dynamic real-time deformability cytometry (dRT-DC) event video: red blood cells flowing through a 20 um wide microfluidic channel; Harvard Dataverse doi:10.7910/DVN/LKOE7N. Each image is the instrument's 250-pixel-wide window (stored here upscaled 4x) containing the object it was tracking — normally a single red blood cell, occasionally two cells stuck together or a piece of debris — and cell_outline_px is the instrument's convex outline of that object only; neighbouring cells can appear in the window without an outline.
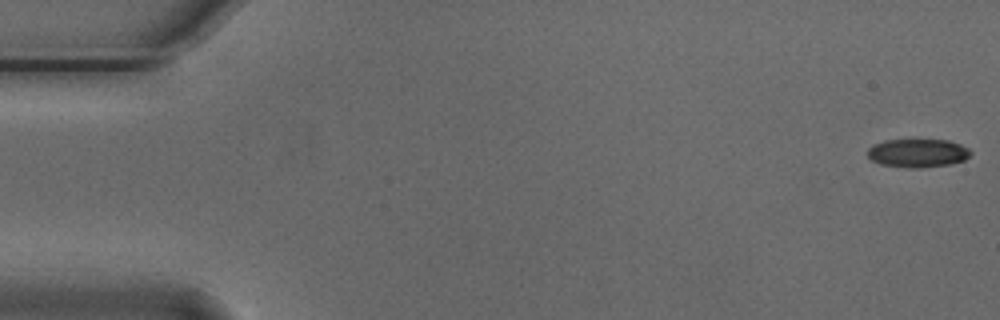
{"species": "Egyptian fruit bat (a non-hibernating species)", "species_latin": "Rousettus aegyptiacus", "temperature_condition": "cold", "stored_images_in_passage": 55, "camera_frame_rate_fps": 3000, "um_per_image_px": 0.085, "animal": {"sex": "male"}, "frame": {"image": 1, "passage_image": 1, "time_ms": 0.0, "image_size_px": [1000, 320], "cell_outline_px": [[972, 152], [964, 160], [952, 164], [920, 168], [908, 168], [880, 164], [872, 160], [868, 156], [868, 148], [872, 144], [884, 140], [948, 140], [960, 144], [968, 148]], "centroid_in_image_um": [78.0, 13.01], "position_along_channel_um": 7.0, "area_um2": 17.17}}
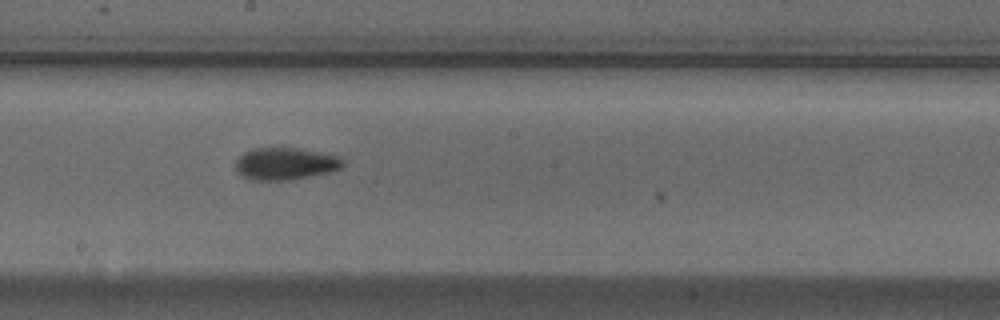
{"frame": {"image": 2, "passage_image": 30, "time_ms": 9.667, "image_size_px": [1000, 320], "cell_outline_px": [[344, 164], [340, 168], [332, 172], [308, 176], [280, 180], [256, 180], [244, 176], [236, 168], [236, 160], [244, 152], [252, 148], [300, 148], [320, 152], [336, 156], [344, 160]], "centroid_in_image_um": [24.27, 13.89], "position_along_channel_um": 223.9, "area_um2": 19.77}}
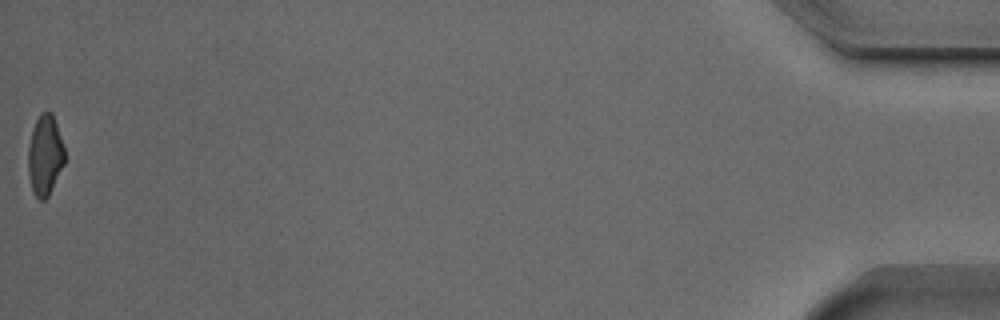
{"frame": {"image": 3, "passage_image": 55, "time_ms": 18.0, "image_size_px": [1000, 320], "cell_outline_px": [[64, 164], [48, 196], [44, 200], [40, 200], [32, 192], [28, 172], [28, 148], [32, 128], [40, 112], [52, 112], [64, 148]], "centroid_in_image_um": [3.8, 13.2], "position_along_channel_um": 431.4, "area_um2": 16.99}, "authors_computed_cell_mechanics": {"area_um2": 18.5538, "velocity_mm_per_s": 3.7377, "shape_relaxation_time_tau1_ms": 5.8285, "shape_relaxation_time_tau2_ms": 3.8693, "deformation_change_tau1": 0.167, "deformation_change_tau2": 0.0992}}